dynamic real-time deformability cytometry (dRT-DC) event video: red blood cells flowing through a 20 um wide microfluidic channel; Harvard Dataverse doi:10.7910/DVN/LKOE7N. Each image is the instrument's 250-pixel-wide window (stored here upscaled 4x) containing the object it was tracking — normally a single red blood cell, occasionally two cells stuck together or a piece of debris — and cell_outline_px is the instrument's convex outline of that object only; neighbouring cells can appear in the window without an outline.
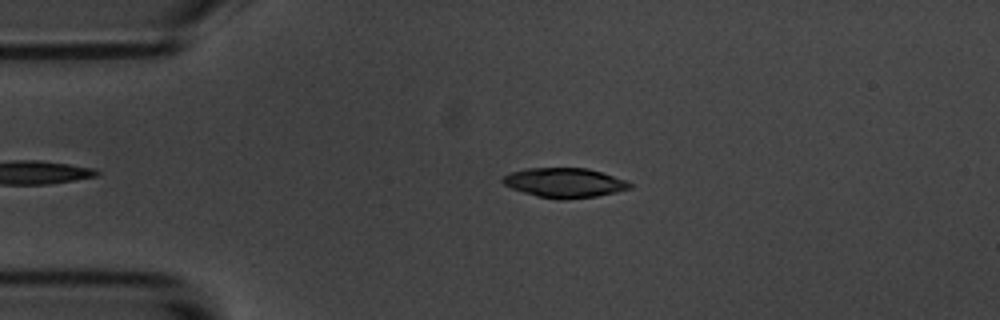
{"species": "common noctule bat (a hibernating species)", "species_latin": "Nyctalus noctula", "temperature_condition": "room temperature", "stored_images_in_passage": 44, "camera_frame_rate_fps": 3000, "um_per_image_px": 0.085, "animal": {"sex": "male", "body_mass_g": 20.1, "forearm_length_mm": 53.5}, "frame": {"image": 1, "passage_image": 6, "time_ms": 1.667, "image_size_px": [1000, 320], "cell_outline_px": [[632, 188], [616, 192], [596, 196], [564, 200], [560, 200], [536, 196], [512, 188], [504, 184], [500, 180], [508, 172], [524, 168], [588, 168], [624, 180], [632, 184]], "centroid_in_image_um": [47.94, 15.53], "position_along_channel_um": 37.1, "area_um2": 21.91}}
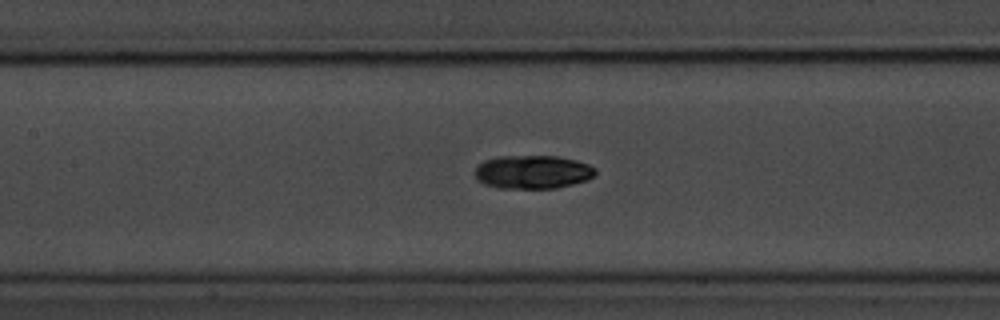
{"frame": {"image": 2, "passage_image": 19, "time_ms": 6.0, "image_size_px": [1000, 320], "cell_outline_px": [[596, 176], [588, 180], [556, 188], [500, 188], [484, 184], [476, 180], [476, 164], [484, 160], [500, 156], [560, 156], [576, 160], [588, 164], [596, 168]], "centroid_in_image_um": [45.29, 14.61], "position_along_channel_um": 162.1, "area_um2": 23.76}}
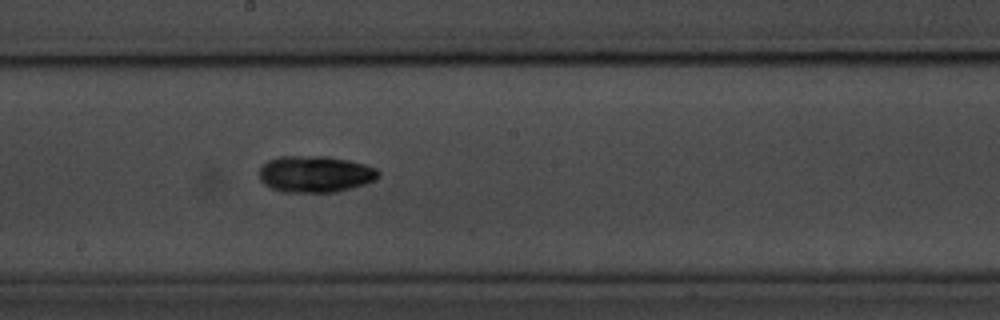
{"frame": {"image": 3, "passage_image": 24, "time_ms": 7.667, "image_size_px": [1000, 320], "cell_outline_px": [[380, 176], [364, 184], [336, 192], [284, 192], [272, 188], [264, 184], [260, 180], [260, 168], [268, 160], [280, 156], [324, 156], [348, 160], [364, 164], [376, 168], [380, 172]], "centroid_in_image_um": [26.78, 14.79], "position_along_channel_um": 221.4, "area_um2": 25.26}, "authors_computed_cell_mechanics": {"area_um2": 22.2819, "velocity_mm_per_s": 3.5714, "shape_relaxation_time_tau1_ms": 5.7605, "shape_relaxation_time_tau2_ms": null, "deformation_change_tau1": 0.159, "deformation_change_tau2": null}}